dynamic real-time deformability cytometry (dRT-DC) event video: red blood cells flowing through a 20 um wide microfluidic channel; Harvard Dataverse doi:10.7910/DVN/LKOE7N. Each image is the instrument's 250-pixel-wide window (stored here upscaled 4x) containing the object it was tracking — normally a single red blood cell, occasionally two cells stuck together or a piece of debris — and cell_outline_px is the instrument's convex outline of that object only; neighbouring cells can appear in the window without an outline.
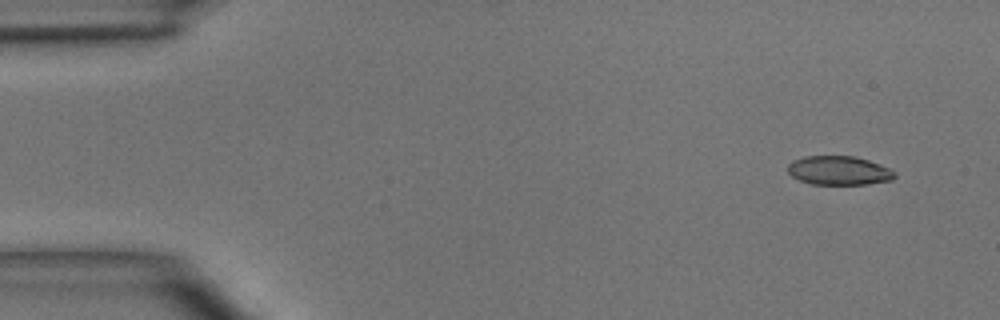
{"species": "common noctule bat (a hibernating species)", "species_latin": "Nyctalus noctula", "temperature_condition": "room temperature", "stored_images_in_passage": 3, "camera_frame_rate_fps": 3000, "um_per_image_px": 0.085, "animal": {"sex": "male", "body_mass_g": 15.6}, "frame": {"image": 1, "passage_image": 1, "time_ms": 0.0, "image_size_px": [1000, 320], "cell_outline_px": [[896, 176], [892, 180], [868, 184], [812, 184], [800, 180], [792, 176], [788, 172], [788, 164], [792, 160], [804, 156], [852, 156], [868, 160], [888, 168], [896, 172]], "centroid_in_image_um": [71.3, 14.49], "position_along_channel_um": 13.7, "area_um2": 17.98}}
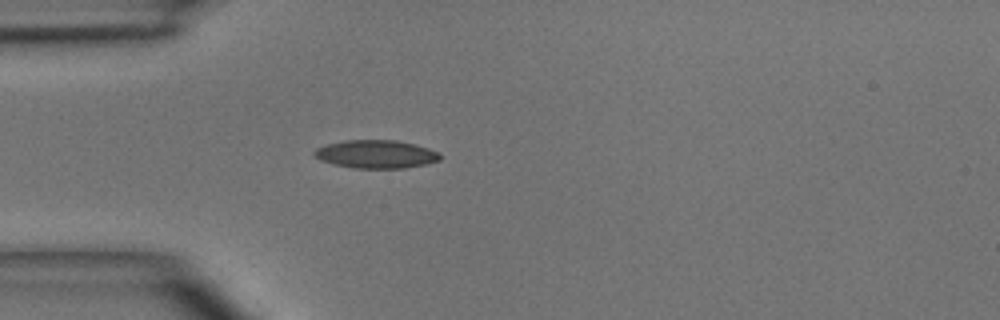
{"frame": {"image": 2, "passage_image": 3, "time_ms": 3.333, "image_size_px": [1000, 320], "cell_outline_px": [[440, 160], [424, 164], [404, 168], [352, 168], [332, 164], [320, 160], [312, 156], [312, 152], [316, 148], [328, 144], [344, 140], [396, 140], [428, 148], [440, 152]], "centroid_in_image_um": [31.91, 13.11], "position_along_channel_um": 53.1, "area_um2": 20.69}}